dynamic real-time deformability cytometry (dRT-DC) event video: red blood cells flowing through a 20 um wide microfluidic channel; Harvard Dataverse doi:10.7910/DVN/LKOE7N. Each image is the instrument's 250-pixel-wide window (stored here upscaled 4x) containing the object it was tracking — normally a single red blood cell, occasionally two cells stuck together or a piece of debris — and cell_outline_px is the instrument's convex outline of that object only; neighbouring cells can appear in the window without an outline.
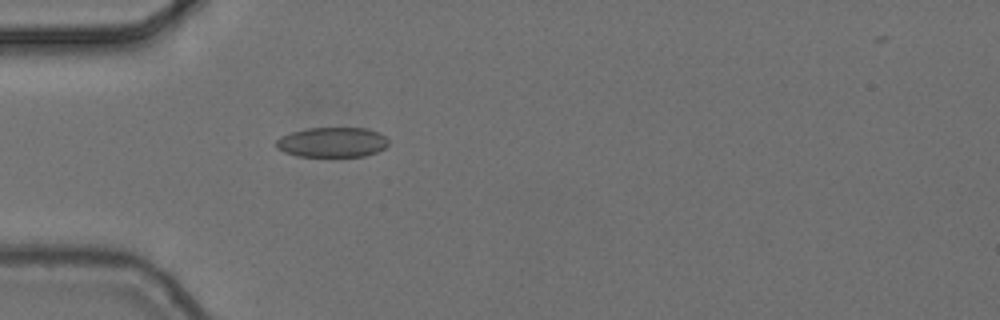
{"species": "common noctule bat (a hibernating species)", "species_latin": "Nyctalus noctula", "temperature_condition": "cold", "stored_images_in_passage": 1, "camera_frame_rate_fps": 3000, "um_per_image_px": 0.085, "animal": {"sex": "female", "body_mass_g": 24.6, "forearm_length_mm": 56.2}, "frame": {"image": 1, "passage_image": 1, "time_ms": 0.0, "image_size_px": [1000, 320], "cell_outline_px": [[388, 144], [384, 148], [376, 152], [364, 156], [296, 156], [284, 152], [276, 148], [276, 140], [280, 136], [292, 132], [308, 128], [368, 128], [380, 132], [388, 140]], "centroid_in_image_um": [28.23, 12.08], "position_along_channel_um": 56.8, "area_um2": 19.65}}